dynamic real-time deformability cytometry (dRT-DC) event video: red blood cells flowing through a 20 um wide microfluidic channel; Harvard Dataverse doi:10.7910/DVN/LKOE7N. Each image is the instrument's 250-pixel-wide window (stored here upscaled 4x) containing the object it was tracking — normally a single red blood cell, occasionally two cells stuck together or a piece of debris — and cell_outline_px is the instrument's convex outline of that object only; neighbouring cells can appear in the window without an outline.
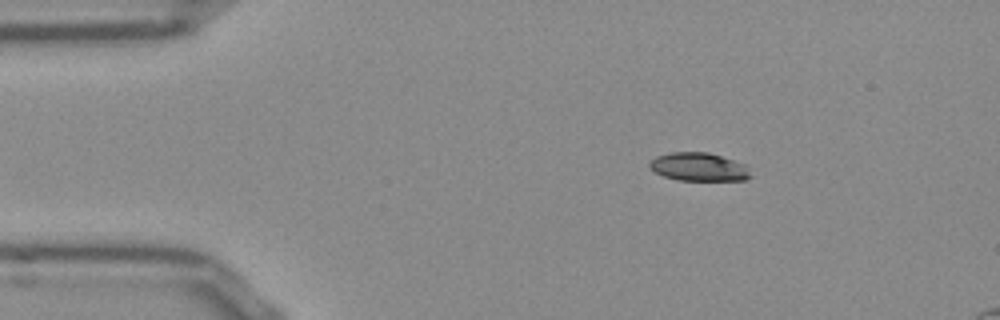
{"species": "Egyptian fruit bat (a non-hibernating species)", "species_latin": "Rousettus aegyptiacus", "temperature_condition": "room temperature", "stored_images_in_passage": 9, "camera_frame_rate_fps": 3000, "um_per_image_px": 0.085, "frame": {"image": 1, "passage_image": 1, "time_ms": 0.0, "image_size_px": [1000, 320], "cell_outline_px": [[752, 176], [744, 180], [680, 180], [664, 176], [648, 168], [648, 164], [656, 156], [672, 152], [708, 152], [744, 164], [748, 168]], "centroid_in_image_um": [59.38, 14.19], "position_along_channel_um": 25.6, "area_um2": 16.53}}